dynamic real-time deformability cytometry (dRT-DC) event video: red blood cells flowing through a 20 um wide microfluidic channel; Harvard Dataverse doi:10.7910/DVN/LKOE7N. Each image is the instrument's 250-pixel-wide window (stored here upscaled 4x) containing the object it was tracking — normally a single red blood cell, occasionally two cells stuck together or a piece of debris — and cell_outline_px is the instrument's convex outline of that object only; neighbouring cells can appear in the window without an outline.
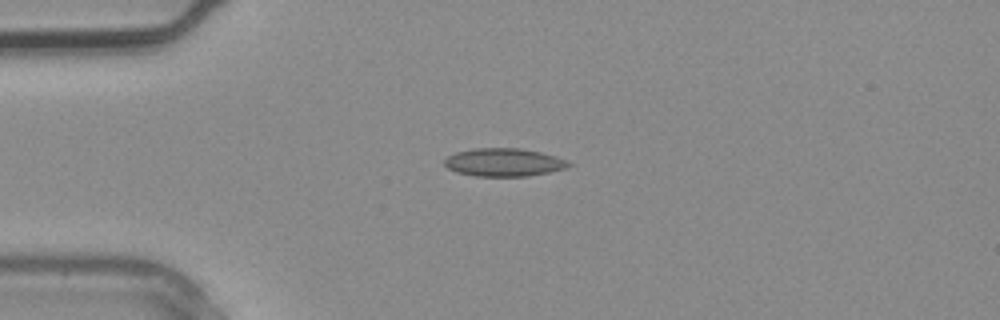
{"species": "common noctule bat (a hibernating species)", "species_latin": "Nyctalus noctula", "temperature_condition": "warm", "stored_images_in_passage": 2, "camera_frame_rate_fps": 3000, "um_per_image_px": 0.085, "animal": {"sex": "male", "body_mass_g": 20.4}, "frame": {"image": 1, "passage_image": 2, "time_ms": 0.333, "image_size_px": [1000, 320], "cell_outline_px": [[572, 164], [568, 168], [528, 176], [476, 176], [456, 172], [448, 168], [444, 164], [444, 160], [448, 156], [456, 152], [476, 148], [520, 148], [540, 152], [556, 156]], "centroid_in_image_um": [42.82, 13.8], "position_along_channel_um": 42.2, "area_um2": 20.23}}